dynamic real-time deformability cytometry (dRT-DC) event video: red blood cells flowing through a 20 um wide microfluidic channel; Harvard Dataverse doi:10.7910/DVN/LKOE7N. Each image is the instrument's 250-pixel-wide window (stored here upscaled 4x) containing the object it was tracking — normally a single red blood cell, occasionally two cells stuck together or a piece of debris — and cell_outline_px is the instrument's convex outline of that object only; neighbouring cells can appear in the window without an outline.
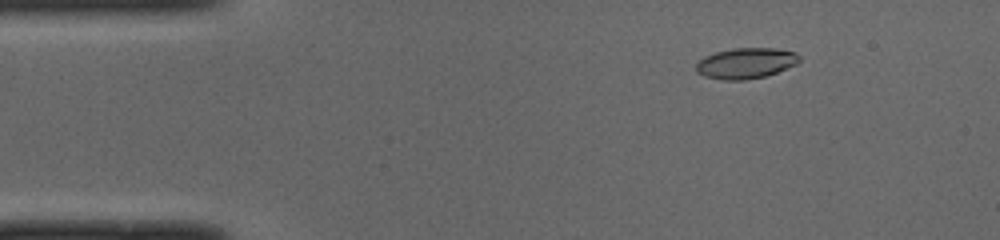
{"species": "common noctule bat (a hibernating species)", "species_latin": "Nyctalus noctula", "temperature_condition": "cold", "stored_images_in_passage": 49, "camera_frame_rate_fps": 3000, "um_per_image_px": 0.085, "animal": {"sex": "male", "body_mass_g": 19.0, "forearm_length_mm": 50.8}, "frame": {"image": 1, "passage_image": 6, "time_ms": 1.667, "image_size_px": [1000, 240], "cell_outline_px": [[800, 60], [796, 64], [776, 72], [764, 76], [744, 80], [724, 80], [704, 76], [696, 72], [696, 64], [704, 56], [716, 52], [732, 48], [776, 48], [796, 52], [800, 56]], "centroid_in_image_um": [63.39, 5.36], "position_along_channel_um": 21.6, "area_um2": 18.44}}
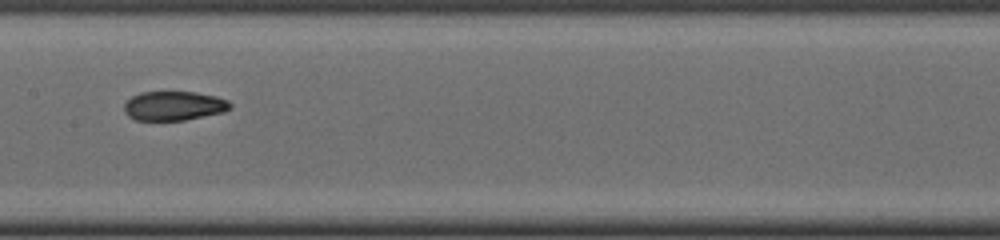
{"frame": {"image": 2, "passage_image": 24, "time_ms": 7.667, "image_size_px": [1000, 240], "cell_outline_px": [[232, 108], [224, 112], [184, 120], [136, 120], [128, 116], [124, 112], [124, 104], [132, 96], [140, 92], [196, 92], [216, 96], [228, 100], [232, 104]], "centroid_in_image_um": [14.8, 8.99], "position_along_channel_um": 192.6, "area_um2": 18.15}}
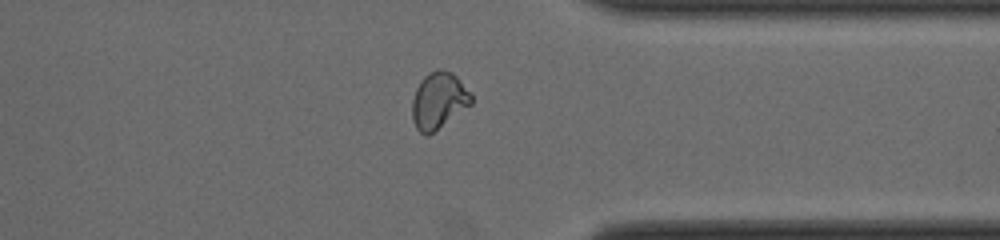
{"frame": {"image": 3, "passage_image": 38, "time_ms": 12.333, "image_size_px": [1000, 240], "cell_outline_px": [[472, 104], [428, 136], [424, 136], [416, 128], [412, 120], [412, 100], [416, 88], [420, 80], [428, 72], [436, 68], [440, 68], [452, 72], [460, 80], [472, 96]], "centroid_in_image_um": [37.26, 8.54], "position_along_channel_um": 374.1, "area_um2": 19.65}, "authors_computed_cell_mechanics": {"area_um2": 18.6116, "velocity_mm_per_s": 4.0021, "shape_relaxation_time_tau1_ms": null, "shape_relaxation_time_tau2_ms": 1.5761, "deformation_change_tau1": null, "deformation_change_tau2": 0.0608}}